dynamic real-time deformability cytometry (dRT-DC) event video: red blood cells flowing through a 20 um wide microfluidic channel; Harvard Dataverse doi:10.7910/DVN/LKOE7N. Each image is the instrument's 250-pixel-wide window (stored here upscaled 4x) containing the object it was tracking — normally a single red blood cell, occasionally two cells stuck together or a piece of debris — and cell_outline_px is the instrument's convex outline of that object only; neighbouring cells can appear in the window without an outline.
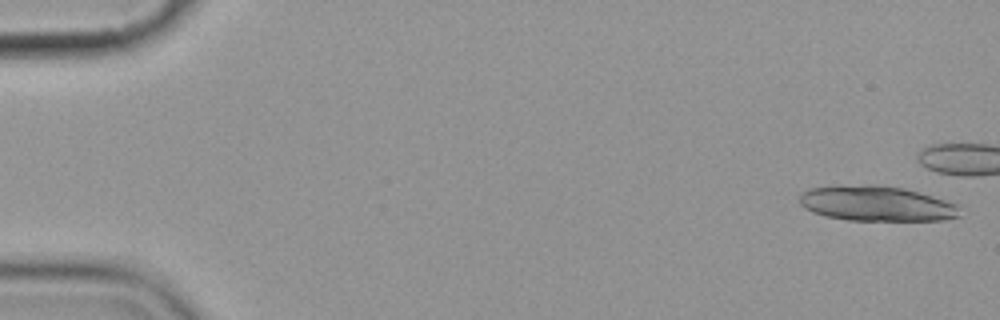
{"species": "common noctule bat (a hibernating species)", "species_latin": "Nyctalus noctula", "temperature_condition": "cold", "stored_images_in_passage": 6, "camera_frame_rate_fps": 3000, "um_per_image_px": 0.085, "animal": {"sex": "female", "body_mass_g": 19.9}, "frame": {"image": 1, "passage_image": 1, "time_ms": 0.0, "image_size_px": [1000, 320], "cell_outline_px": [[960, 216], [944, 220], [848, 220], [824, 216], [812, 212], [804, 208], [800, 204], [800, 192], [808, 188], [840, 184], [876, 184], [904, 188], [932, 196], [956, 204]], "centroid_in_image_um": [74.42, 17.28], "position_along_channel_um": 10.6, "area_um2": 33.18}}